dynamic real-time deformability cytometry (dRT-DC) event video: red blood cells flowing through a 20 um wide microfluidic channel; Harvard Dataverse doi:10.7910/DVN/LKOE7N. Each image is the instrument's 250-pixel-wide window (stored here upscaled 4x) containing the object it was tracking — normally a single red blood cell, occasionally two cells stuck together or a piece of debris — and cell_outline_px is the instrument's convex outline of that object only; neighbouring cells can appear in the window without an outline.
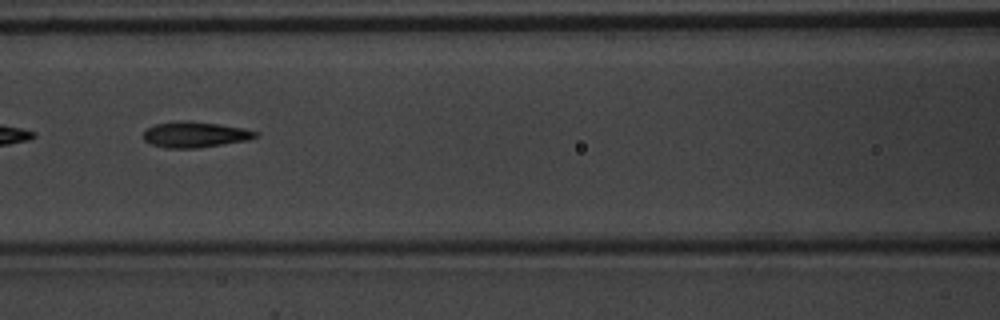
{"species": "common noctule bat (a hibernating species)", "species_latin": "Nyctalus noctula", "temperature_condition": "warm", "stored_images_in_passage": 21, "camera_frame_rate_fps": 3000, "um_per_image_px": 0.085, "animal": {"sex": "male", "body_mass_g": 20.1, "forearm_length_mm": 53.5}, "frame": {"image": 1, "passage_image": 7, "time_ms": 2.0, "image_size_px": [1000, 320], "cell_outline_px": [[260, 136], [248, 140], [196, 148], [168, 148], [152, 144], [144, 140], [144, 132], [148, 128], [156, 124], [188, 120], [244, 128], [256, 132]], "centroid_in_image_um": [16.6, 11.44], "position_along_channel_um": 150.0, "area_um2": 16.53}}
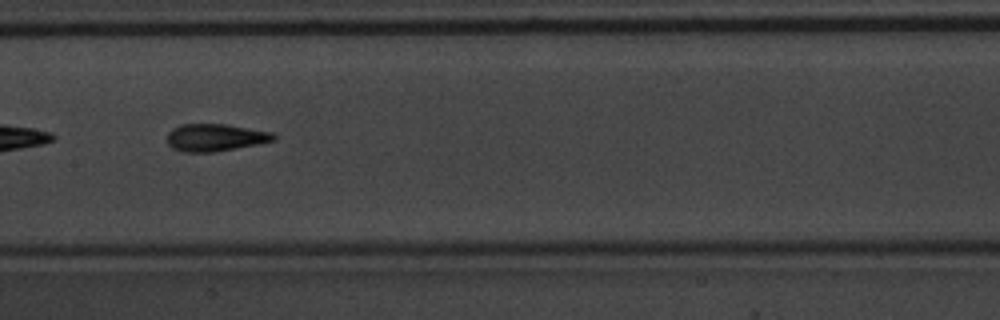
{"frame": {"image": 2, "passage_image": 10, "time_ms": 3.0, "image_size_px": [1000, 320], "cell_outline_px": [[276, 140], [260, 144], [216, 152], [184, 152], [172, 148], [168, 144], [168, 132], [172, 128], [180, 124], [228, 124], [272, 132], [276, 136]], "centroid_in_image_um": [18.32, 11.69], "position_along_channel_um": 189.1, "area_um2": 17.22}}